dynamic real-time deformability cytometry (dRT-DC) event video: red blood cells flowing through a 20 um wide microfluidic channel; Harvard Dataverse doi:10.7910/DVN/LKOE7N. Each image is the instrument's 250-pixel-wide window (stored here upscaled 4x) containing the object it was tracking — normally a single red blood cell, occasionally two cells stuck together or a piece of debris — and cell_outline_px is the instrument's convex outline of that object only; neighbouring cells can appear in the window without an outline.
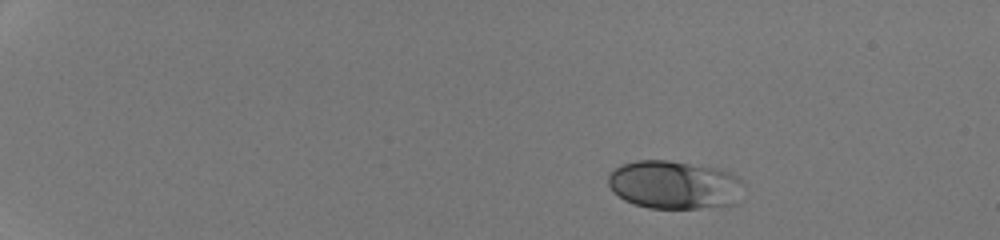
{"species": "human", "species_latin": "Homo sapiens", "temperature_condition": "room temperature", "stored_images_in_passage": 43, "camera_frame_rate_fps": 3000, "um_per_image_px": 0.085, "donor": {"sex": "male"}, "frame": {"image": 1, "passage_image": 1, "time_ms": 0.0, "image_size_px": [1000, 240], "cell_outline_px": [[740, 180], [736, 204], [700, 208], [648, 208], [624, 200], [612, 192], [608, 184], [608, 176], [620, 164], [636, 160], [668, 160], [720, 168], [736, 176]], "centroid_in_image_um": [57.25, 15.7], "position_along_channel_um": 27.8, "area_um2": 37.97}}
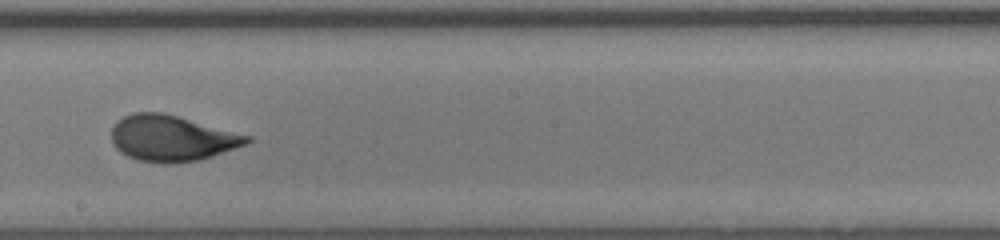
{"frame": {"image": 2, "passage_image": 25, "time_ms": 8.0, "image_size_px": [1000, 240], "cell_outline_px": [[252, 140], [244, 144], [212, 156], [196, 160], [168, 164], [164, 164], [136, 160], [120, 152], [116, 148], [112, 140], [112, 128], [116, 120], [132, 112], [160, 112], [176, 116], [252, 136]], "centroid_in_image_um": [14.55, 11.75], "position_along_channel_um": 233.6, "area_um2": 35.95}}
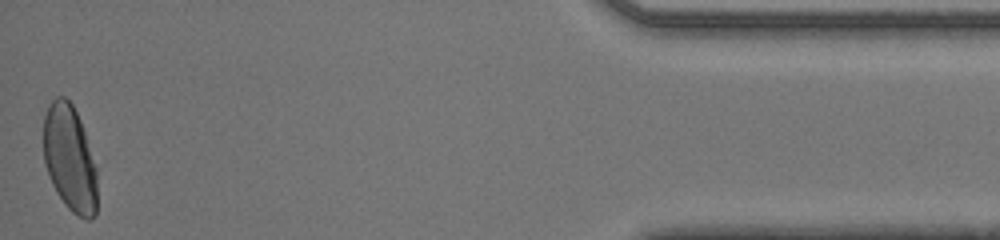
{"frame": {"image": 3, "passage_image": 43, "time_ms": 14.0, "image_size_px": [1000, 240], "cell_outline_px": [[96, 216], [92, 220], [88, 220], [72, 212], [64, 204], [56, 192], [52, 184], [44, 164], [44, 116], [48, 104], [56, 96], [64, 96], [72, 104], [80, 120], [96, 168]], "centroid_in_image_um": [5.91, 13.48], "position_along_channel_um": 429.3, "area_um2": 33.18}, "authors_computed_cell_mechanics": {"area_um2": 35.836, "velocity_mm_per_s": 4.2929, "shape_relaxation_time_tau1_ms": 3.7312, "shape_relaxation_time_tau2_ms": null, "deformation_change_tau1": 0.1632, "deformation_change_tau2": null}}